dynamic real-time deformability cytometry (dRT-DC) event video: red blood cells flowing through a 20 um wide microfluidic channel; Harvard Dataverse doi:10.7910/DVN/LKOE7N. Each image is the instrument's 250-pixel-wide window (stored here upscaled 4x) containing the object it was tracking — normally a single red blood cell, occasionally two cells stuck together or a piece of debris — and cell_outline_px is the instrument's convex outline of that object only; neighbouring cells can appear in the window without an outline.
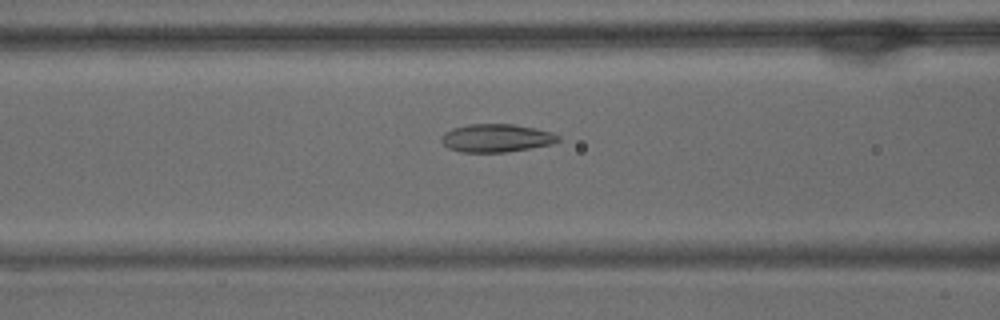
{"species": "common noctule bat (a hibernating species)", "species_latin": "Nyctalus noctula", "temperature_condition": "warm", "stored_images_in_passage": 45, "camera_frame_rate_fps": 3000, "um_per_image_px": 0.085, "animal": {"sex": "male", "body_mass_g": 15.6}, "frame": {"image": 1, "passage_image": 11, "time_ms": 3.333, "image_size_px": [1000, 320], "cell_outline_px": [[560, 140], [552, 144], [532, 148], [508, 152], [460, 152], [448, 148], [440, 140], [440, 136], [444, 132], [452, 128], [468, 124], [512, 124], [536, 128], [552, 132], [560, 136]], "centroid_in_image_um": [42.18, 11.73], "position_along_channel_um": 124.4, "area_um2": 19.36}}
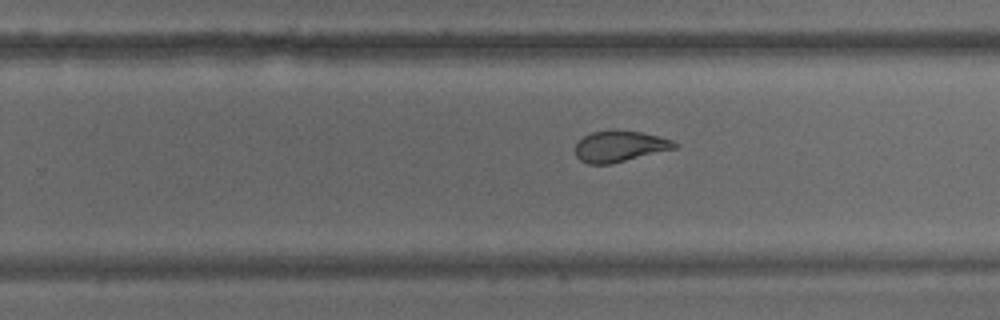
{"frame": {"image": 2, "passage_image": 24, "time_ms": 7.667, "image_size_px": [1000, 320], "cell_outline_px": [[680, 144], [676, 148], [612, 164], [588, 164], [580, 160], [576, 156], [576, 144], [584, 136], [592, 132], [616, 128], [644, 132], [660, 136], [672, 140]], "centroid_in_image_um": [52.71, 12.41], "position_along_channel_um": 277.1, "area_um2": 18.38}}
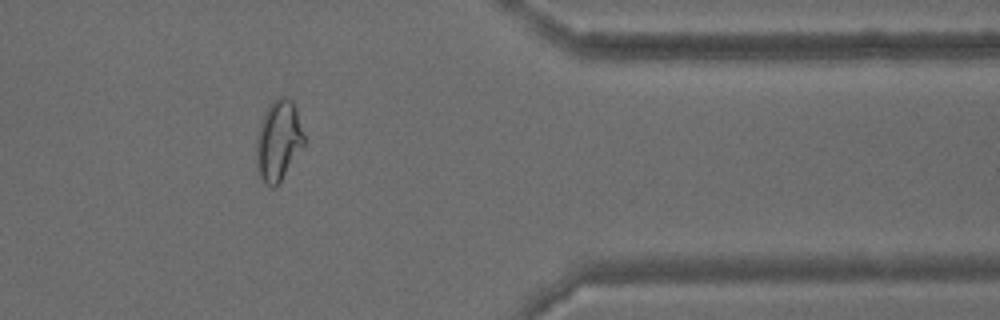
{"frame": {"image": 3, "passage_image": 35, "time_ms": 11.333, "image_size_px": [1000, 320], "cell_outline_px": [[304, 144], [280, 180], [272, 188], [268, 188], [264, 184], [260, 176], [256, 164], [256, 140], [260, 120], [268, 104], [272, 100], [280, 96], [288, 96], [292, 100], [296, 108], [304, 136]], "centroid_in_image_um": [23.63, 11.9], "position_along_channel_um": 387.8, "area_um2": 22.37}, "authors_computed_cell_mechanics": {"area_um2": 19.941, "velocity_mm_per_s": 3.5295, "shape_relaxation_time_tau1_ms": null, "shape_relaxation_time_tau2_ms": 1.2263, "deformation_change_tau1": null, "deformation_change_tau2": 0.0686}}